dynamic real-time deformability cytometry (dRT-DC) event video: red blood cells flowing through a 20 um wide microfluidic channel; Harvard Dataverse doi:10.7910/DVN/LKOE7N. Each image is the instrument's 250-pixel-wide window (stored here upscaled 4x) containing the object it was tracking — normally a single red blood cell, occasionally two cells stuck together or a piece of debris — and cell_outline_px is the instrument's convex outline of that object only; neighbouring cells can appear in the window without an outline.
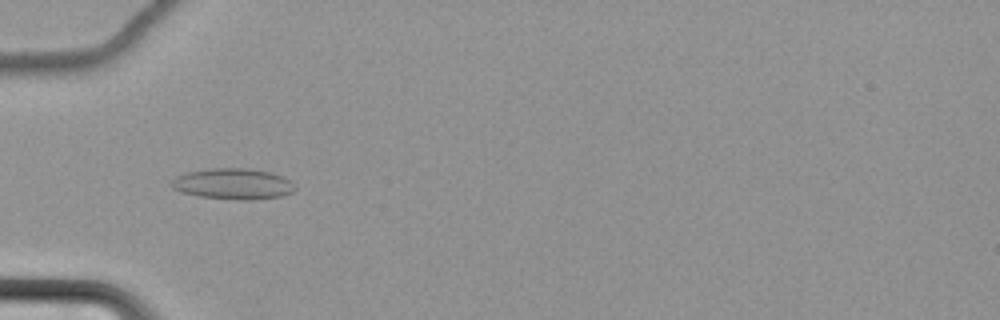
{"species": "common noctule bat (a hibernating species)", "species_latin": "Nyctalus noctula", "temperature_condition": "cold", "stored_images_in_passage": 41, "camera_frame_rate_fps": 3000, "um_per_image_px": 0.085, "animal": {"sex": "female", "body_mass_g": 22.7, "forearm_length_mm": 54.2}, "frame": {"image": 1, "passage_image": 1, "time_ms": 0.0, "image_size_px": [1000, 320], "cell_outline_px": [[296, 188], [292, 192], [280, 196], [252, 200], [236, 200], [200, 196], [180, 192], [172, 188], [168, 184], [176, 176], [188, 172], [212, 168], [248, 168], [272, 172], [284, 176]], "centroid_in_image_um": [19.79, 15.63], "position_along_channel_um": 65.2, "area_um2": 22.37}}
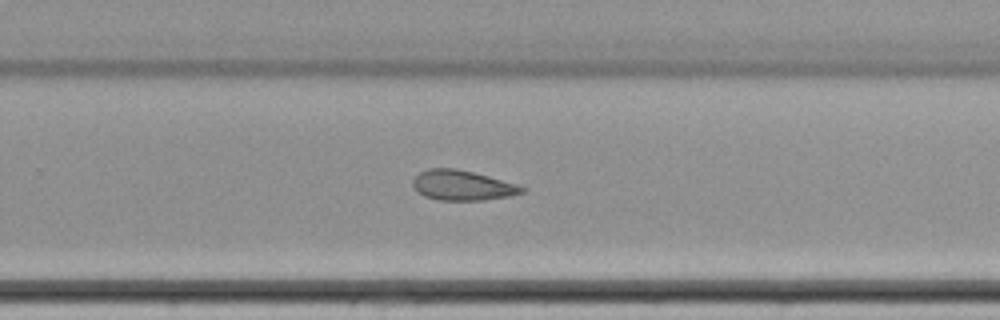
{"frame": {"image": 2, "passage_image": 21, "time_ms": 6.667, "image_size_px": [1000, 320], "cell_outline_px": [[528, 188], [524, 192], [508, 196], [484, 200], [440, 200], [424, 196], [416, 192], [412, 184], [412, 180], [420, 172], [428, 168], [456, 168], [488, 176], [516, 184]], "centroid_in_image_um": [39.27, 15.75], "position_along_channel_um": 290.5, "area_um2": 19.07}}
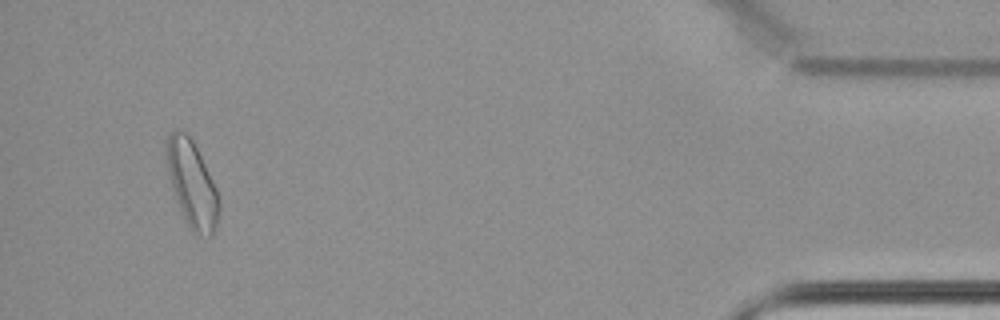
{"frame": {"image": 3, "passage_image": 38, "time_ms": 12.333, "image_size_px": [1000, 320], "cell_outline_px": [[220, 208], [216, 228], [212, 236], [208, 236], [192, 232], [180, 208], [168, 172], [164, 152], [168, 136], [176, 128], [188, 132], [216, 188], [220, 200]], "centroid_in_image_um": [16.32, 15.61], "position_along_channel_um": 418.9, "area_um2": 26.07}}